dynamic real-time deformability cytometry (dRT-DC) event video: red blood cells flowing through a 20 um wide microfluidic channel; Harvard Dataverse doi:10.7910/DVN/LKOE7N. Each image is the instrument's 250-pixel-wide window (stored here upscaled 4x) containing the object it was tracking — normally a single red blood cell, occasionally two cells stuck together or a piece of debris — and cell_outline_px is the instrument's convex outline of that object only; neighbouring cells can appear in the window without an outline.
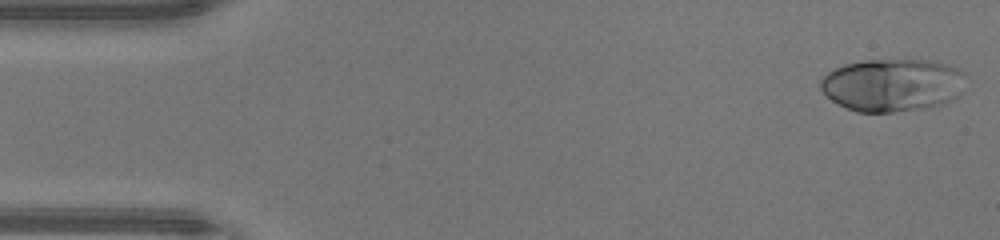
{"species": "human", "species_latin": "Homo sapiens", "temperature_condition": "warm", "stored_images_in_passage": 46, "camera_frame_rate_fps": 3000, "um_per_image_px": 0.085, "donor": {"sex": "male"}, "frame": {"image": 1, "passage_image": 1, "time_ms": 0.0, "image_size_px": [1000, 240], "cell_outline_px": [[964, 92], [956, 100], [924, 108], [892, 112], [856, 112], [832, 100], [820, 88], [820, 80], [828, 72], [844, 64], [864, 60], [936, 60], [956, 68], [964, 72]], "centroid_in_image_um": [75.91, 7.22], "position_along_channel_um": 9.1, "area_um2": 44.97}}
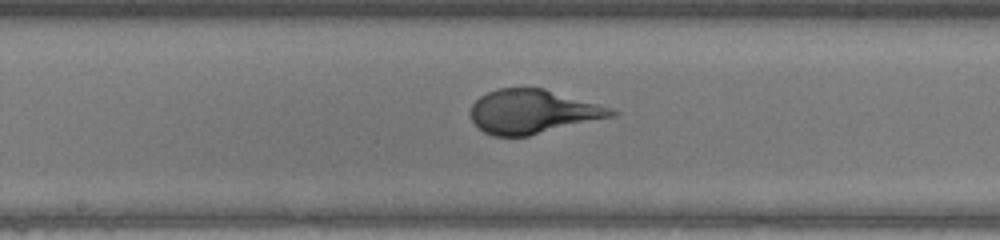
{"frame": {"image": 2, "passage_image": 23, "time_ms": 7.333, "image_size_px": [1000, 240], "cell_outline_px": [[620, 112], [616, 116], [528, 136], [492, 136], [484, 132], [472, 120], [472, 104], [480, 96], [496, 88], [544, 88], [612, 108]], "centroid_in_image_um": [45.32, 9.49], "position_along_channel_um": 202.9, "area_um2": 36.01}}
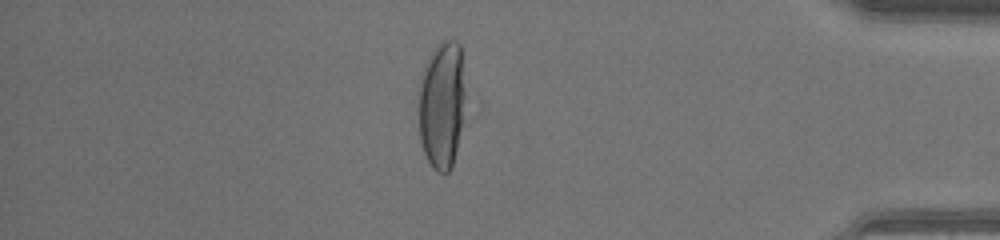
{"frame": {"image": 3, "passage_image": 39, "time_ms": 12.667, "image_size_px": [1000, 240], "cell_outline_px": [[464, 96], [460, 128], [452, 168], [444, 176], [436, 172], [432, 168], [424, 152], [420, 140], [420, 72], [432, 48], [440, 40], [456, 40], [460, 44], [464, 92]], "centroid_in_image_um": [37.53, 8.87], "position_along_channel_um": 397.7, "area_um2": 34.62}}